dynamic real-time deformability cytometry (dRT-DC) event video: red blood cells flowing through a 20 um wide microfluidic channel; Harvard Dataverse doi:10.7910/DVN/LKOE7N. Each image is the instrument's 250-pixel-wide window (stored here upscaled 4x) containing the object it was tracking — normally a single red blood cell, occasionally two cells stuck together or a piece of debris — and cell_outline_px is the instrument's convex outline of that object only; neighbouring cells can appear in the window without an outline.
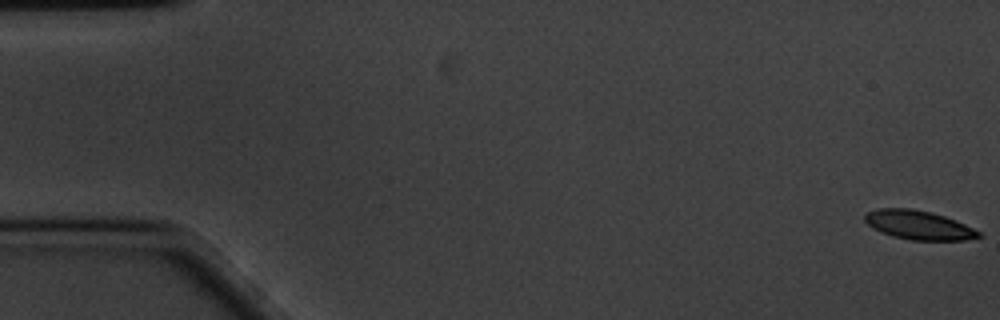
{"species": "common noctule bat (a hibernating species)", "species_latin": "Nyctalus noctula", "temperature_condition": "cold", "stored_images_in_passage": 60, "camera_frame_rate_fps": 3000, "um_per_image_px": 0.085, "animal": {"sex": "male", "body_mass_g": 20.1, "forearm_length_mm": 53.5}, "frame": {"image": 1, "passage_image": 1, "time_ms": 0.0, "image_size_px": [1000, 320], "cell_outline_px": [[984, 236], [964, 240], [912, 240], [892, 236], [880, 232], [872, 228], [864, 220], [864, 216], [868, 212], [880, 208], [908, 208], [932, 212], [956, 220], [980, 232]], "centroid_in_image_um": [78.08, 19.13], "position_along_channel_um": 6.9, "area_um2": 19.19}}
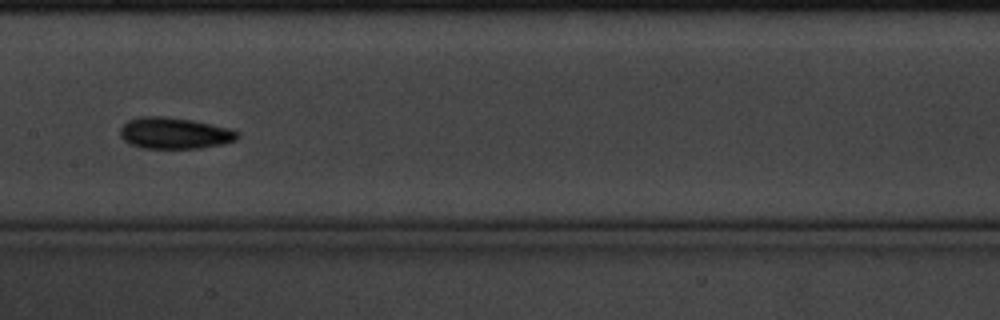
{"frame": {"image": 2, "passage_image": 30, "time_ms": 9.667, "image_size_px": [1000, 320], "cell_outline_px": [[240, 136], [236, 140], [224, 144], [200, 148], [140, 148], [124, 140], [120, 136], [120, 128], [128, 120], [140, 116], [164, 116], [192, 120], [228, 128], [240, 132]], "centroid_in_image_um": [14.84, 11.32], "position_along_channel_um": 192.6, "area_um2": 21.5}}
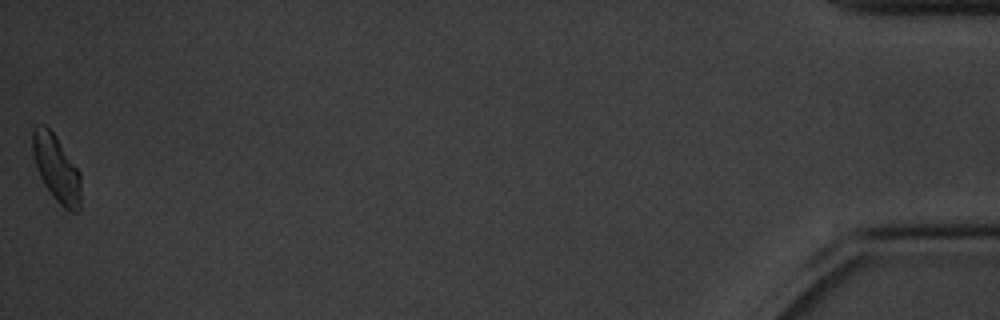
{"frame": {"image": 3, "passage_image": 60, "time_ms": 19.667, "image_size_px": [1000, 320], "cell_outline_px": [[80, 212], [72, 212], [64, 208], [52, 196], [44, 184], [36, 168], [32, 152], [32, 128], [36, 124], [44, 124], [56, 136], [80, 172]], "centroid_in_image_um": [4.78, 14.3], "position_along_channel_um": 430.4, "area_um2": 18.9}, "authors_computed_cell_mechanics": {"area_um2": 19.4786, "velocity_mm_per_s": 3.3523, "shape_relaxation_time_tau1_ms": 2.1804, "shape_relaxation_time_tau2_ms": 4.5724, "deformation_change_tau1": 0.101, "deformation_change_tau2": 0.1006}}